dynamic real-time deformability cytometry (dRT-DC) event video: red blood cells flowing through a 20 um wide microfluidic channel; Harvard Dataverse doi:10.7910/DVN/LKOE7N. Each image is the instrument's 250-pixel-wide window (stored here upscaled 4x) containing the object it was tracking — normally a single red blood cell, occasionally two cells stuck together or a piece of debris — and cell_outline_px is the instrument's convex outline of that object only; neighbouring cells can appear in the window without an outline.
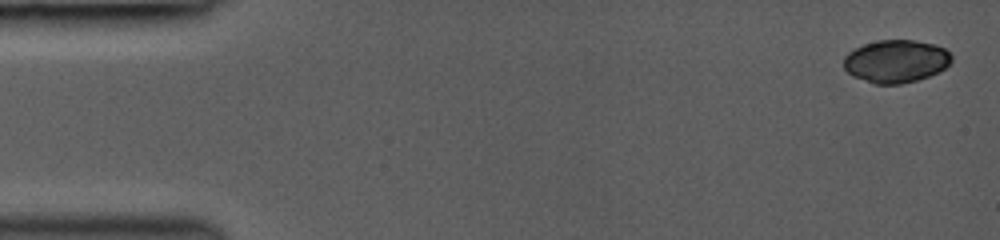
{"species": "common noctule bat (a hibernating species)", "species_latin": "Nyctalus noctula", "temperature_condition": "room temperature", "stored_images_in_passage": 13, "camera_frame_rate_fps": 3000, "um_per_image_px": 0.085, "animal": {"sex": "female", "body_mass_g": 19.0, "forearm_length_mm": 53.3}, "frame": {"image": 1, "passage_image": 1, "time_ms": 0.0, "image_size_px": [1000, 240], "cell_outline_px": [[952, 60], [940, 72], [916, 80], [900, 84], [876, 84], [852, 76], [844, 68], [844, 56], [848, 52], [864, 44], [880, 40], [916, 40], [936, 44], [944, 48], [952, 56]], "centroid_in_image_um": [76.16, 5.2], "position_along_channel_um": 8.8, "area_um2": 26.88}}
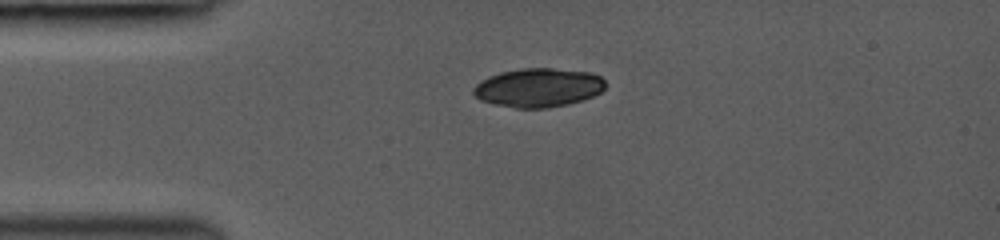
{"frame": {"image": 2, "passage_image": 8, "time_ms": 3.333, "image_size_px": [1000, 240], "cell_outline_px": [[604, 88], [600, 92], [584, 100], [568, 104], [548, 108], [516, 108], [496, 104], [480, 100], [472, 92], [472, 88], [480, 80], [488, 76], [500, 72], [524, 68], [552, 68], [588, 72], [600, 76], [604, 80]], "centroid_in_image_um": [45.73, 7.45], "position_along_channel_um": 39.3, "area_um2": 29.88}}
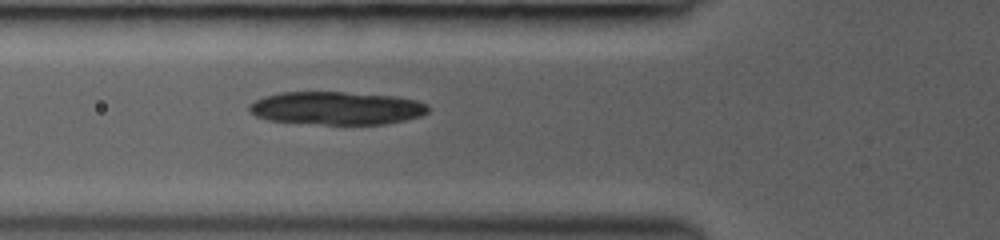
{"frame": {"image": 3, "passage_image": 13, "time_ms": 5.333, "image_size_px": [1000, 240], "cell_outline_px": [[428, 112], [420, 116], [404, 120], [384, 124], [324, 124], [268, 120], [256, 116], [248, 112], [248, 104], [264, 96], [280, 92], [344, 92], [396, 96], [416, 100], [428, 104]], "centroid_in_image_um": [28.59, 9.18], "position_along_channel_um": 97.2, "area_um2": 34.51}}